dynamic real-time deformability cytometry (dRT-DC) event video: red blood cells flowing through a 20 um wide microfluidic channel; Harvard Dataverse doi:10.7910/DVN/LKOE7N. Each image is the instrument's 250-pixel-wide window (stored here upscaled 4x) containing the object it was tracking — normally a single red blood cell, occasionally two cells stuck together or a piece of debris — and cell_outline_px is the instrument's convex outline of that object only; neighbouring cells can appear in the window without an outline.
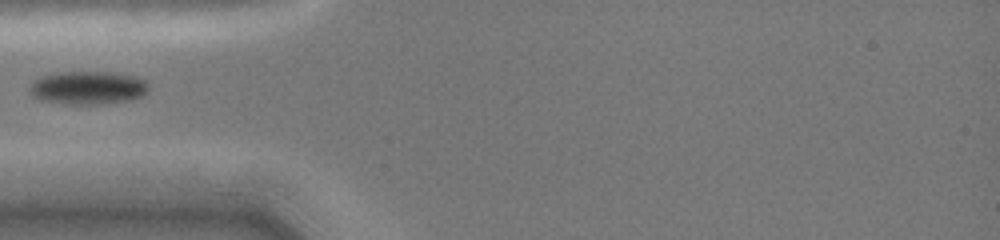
{"species": "common noctule bat (a hibernating species)", "species_latin": "Nyctalus noctula", "temperature_condition": "cold", "stored_images_in_passage": 23, "camera_frame_rate_fps": 3000, "um_per_image_px": 0.085, "animal": {"sex": "female", "body_mass_g": 19.0, "forearm_length_mm": 51.5}, "frame": {"image": 1, "passage_image": 1, "time_ms": 0.0, "image_size_px": [1000, 240], "cell_outline_px": [[148, 88], [144, 96], [132, 100], [100, 104], [64, 104], [36, 100], [32, 96], [28, 88], [32, 80], [40, 76], [64, 72], [108, 72], [132, 76], [144, 80], [148, 84]], "centroid_in_image_um": [7.41, 7.48], "position_along_channel_um": 77.6, "area_um2": 23.29}}
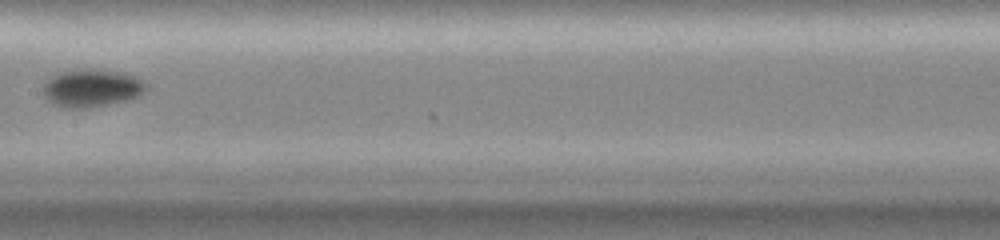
{"frame": {"image": 2, "passage_image": 7, "time_ms": 3.0, "image_size_px": [1000, 240], "cell_outline_px": [[148, 88], [144, 92], [128, 100], [92, 108], [64, 108], [52, 104], [44, 96], [44, 84], [52, 76], [64, 72], [88, 68], [124, 72], [136, 76], [148, 84]], "centroid_in_image_um": [7.84, 7.5], "position_along_channel_um": 199.6, "area_um2": 22.83}}